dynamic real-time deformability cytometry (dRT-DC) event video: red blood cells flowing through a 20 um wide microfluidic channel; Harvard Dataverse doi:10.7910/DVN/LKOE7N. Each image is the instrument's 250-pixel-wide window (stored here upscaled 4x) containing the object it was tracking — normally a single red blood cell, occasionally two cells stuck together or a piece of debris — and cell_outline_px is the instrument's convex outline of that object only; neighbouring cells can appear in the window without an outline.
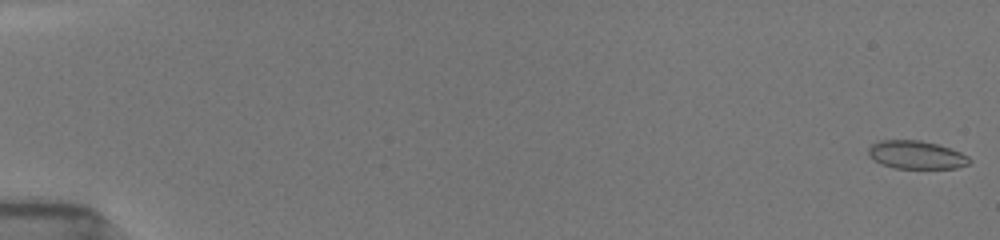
{"species": "common noctule bat (a hibernating species)", "species_latin": "Nyctalus noctula", "temperature_condition": "room temperature", "stored_images_in_passage": 35, "camera_frame_rate_fps": 3000, "um_per_image_px": 0.085, "animal": {"sex": "female", "body_mass_g": 19.5, "forearm_length_mm": 54.1}, "frame": {"image": 1, "passage_image": 1, "time_ms": 0.0, "image_size_px": [1000, 240], "cell_outline_px": [[972, 160], [968, 164], [956, 168], [896, 168], [880, 164], [868, 156], [868, 148], [872, 144], [880, 140], [920, 140], [936, 144], [960, 152], [968, 156]], "centroid_in_image_um": [77.85, 13.16], "position_along_channel_um": 7.1, "area_um2": 16.53}}
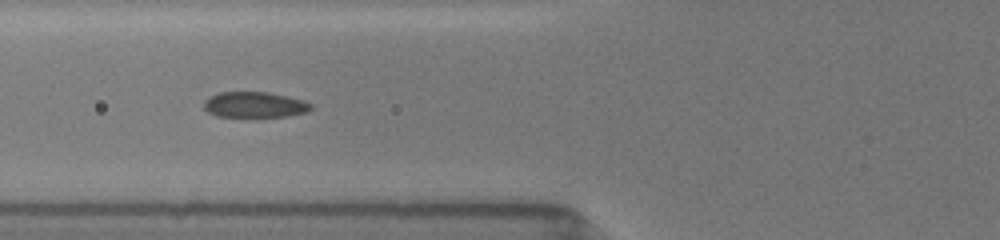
{"frame": {"image": 2, "passage_image": 19, "time_ms": 7.0, "image_size_px": [1000, 240], "cell_outline_px": [[312, 108], [308, 112], [288, 116], [216, 116], [208, 112], [204, 108], [204, 100], [208, 96], [220, 92], [268, 92], [304, 100], [312, 104]], "centroid_in_image_um": [21.64, 8.89], "position_along_channel_um": 104.2, "area_um2": 16.01}}
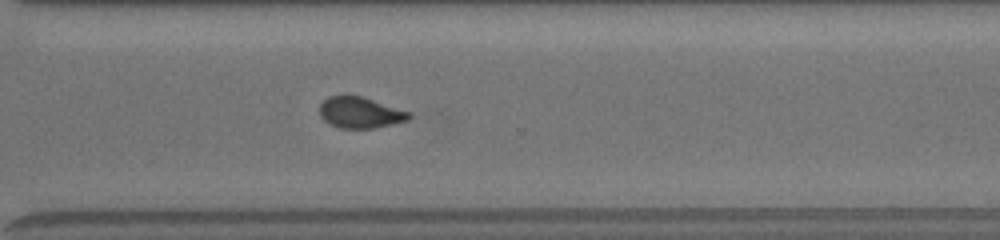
{"frame": {"image": 3, "passage_image": 35, "time_ms": 13.0, "image_size_px": [1000, 240], "cell_outline_px": [[412, 116], [408, 120], [376, 128], [340, 128], [328, 124], [320, 116], [320, 104], [328, 96], [344, 92], [360, 96], [412, 112]], "centroid_in_image_um": [30.59, 9.54], "position_along_channel_um": 340.0, "area_um2": 16.65}}